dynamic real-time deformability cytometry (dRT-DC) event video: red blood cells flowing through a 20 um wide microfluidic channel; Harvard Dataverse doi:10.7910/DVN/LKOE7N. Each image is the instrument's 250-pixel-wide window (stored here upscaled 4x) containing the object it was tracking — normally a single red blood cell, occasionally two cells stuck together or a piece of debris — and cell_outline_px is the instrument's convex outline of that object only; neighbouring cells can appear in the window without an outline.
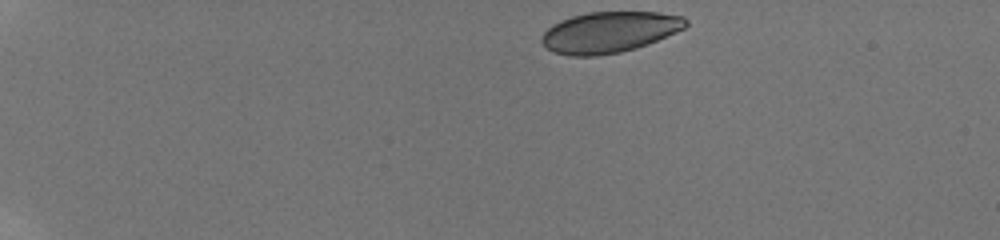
{"species": "human", "species_latin": "Homo sapiens", "temperature_condition": "room temperature", "stored_images_in_passage": 14, "camera_frame_rate_fps": 3000, "um_per_image_px": 0.085, "donor": {"sex": "male"}, "frame": {"image": 1, "passage_image": 1, "time_ms": 0.0, "image_size_px": [1000, 240], "cell_outline_px": [[688, 24], [684, 28], [676, 32], [648, 44], [636, 48], [620, 52], [596, 56], [568, 56], [552, 52], [540, 40], [540, 36], [552, 24], [560, 20], [572, 16], [588, 12], [660, 12], [684, 16], [688, 20]], "centroid_in_image_um": [51.79, 2.73], "position_along_channel_um": 33.2, "area_um2": 34.62}}
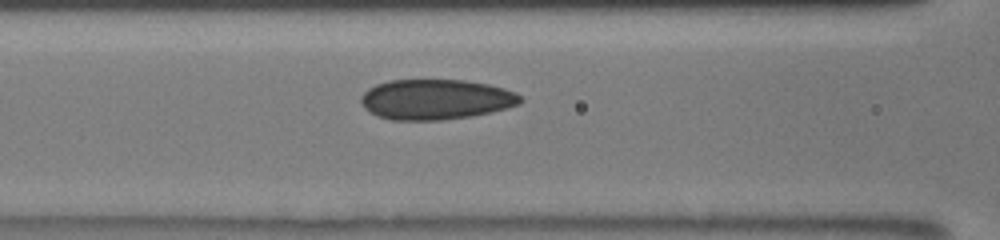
{"frame": {"image": 2, "passage_image": 10, "time_ms": 5.333, "image_size_px": [1000, 240], "cell_outline_px": [[524, 100], [520, 104], [492, 112], [472, 116], [444, 120], [392, 120], [376, 116], [368, 112], [364, 108], [360, 100], [360, 96], [368, 88], [376, 84], [388, 80], [464, 80], [488, 84], [504, 88], [516, 92]], "centroid_in_image_um": [37.03, 8.45], "position_along_channel_um": 129.6, "area_um2": 37.8}}
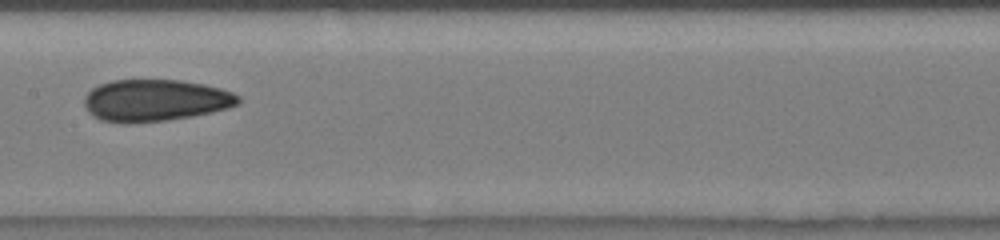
{"frame": {"image": 3, "passage_image": 13, "time_ms": 7.0, "image_size_px": [1000, 240], "cell_outline_px": [[240, 104], [228, 108], [212, 112], [192, 116], [168, 120], [100, 120], [88, 112], [84, 104], [84, 96], [92, 88], [100, 84], [112, 80], [180, 80], [204, 84], [220, 88], [232, 92], [240, 96]], "centroid_in_image_um": [13.25, 8.49], "position_along_channel_um": 194.2, "area_um2": 36.88}}